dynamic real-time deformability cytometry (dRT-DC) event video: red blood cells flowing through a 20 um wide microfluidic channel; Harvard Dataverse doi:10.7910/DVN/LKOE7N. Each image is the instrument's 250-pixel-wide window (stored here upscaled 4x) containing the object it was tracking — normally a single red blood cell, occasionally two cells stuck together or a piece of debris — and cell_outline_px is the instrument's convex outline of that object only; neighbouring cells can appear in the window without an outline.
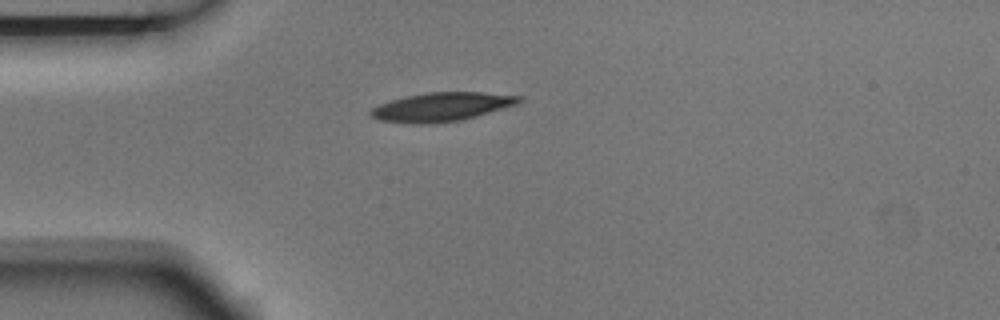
{"species": "Egyptian fruit bat (a non-hibernating species)", "species_latin": "Rousettus aegyptiacus", "temperature_condition": "room temperature", "stored_images_in_passage": 4, "camera_frame_rate_fps": 3000, "um_per_image_px": 0.085, "animal": {"sex": "male"}, "frame": {"image": 1, "passage_image": 3, "time_ms": 0.667, "image_size_px": [1000, 320], "cell_outline_px": [[524, 100], [516, 104], [476, 116], [460, 120], [420, 124], [412, 124], [380, 120], [372, 116], [368, 112], [372, 108], [380, 104], [392, 100], [408, 96], [428, 92], [484, 92], [524, 96]], "centroid_in_image_um": [37.57, 9.07], "position_along_channel_um": 47.4, "area_um2": 24.62}}